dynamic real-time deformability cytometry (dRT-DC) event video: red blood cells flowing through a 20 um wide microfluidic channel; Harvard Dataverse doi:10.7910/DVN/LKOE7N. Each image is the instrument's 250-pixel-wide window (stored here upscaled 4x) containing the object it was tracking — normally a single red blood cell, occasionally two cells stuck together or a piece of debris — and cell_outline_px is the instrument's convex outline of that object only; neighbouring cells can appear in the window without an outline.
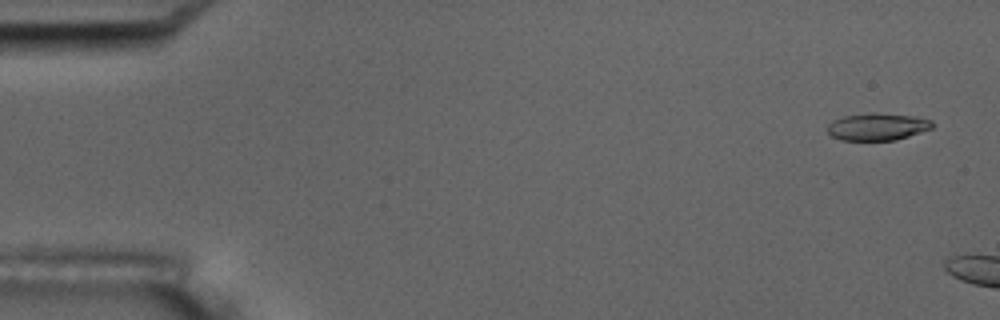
{"species": "common noctule bat (a hibernating species)", "species_latin": "Nyctalus noctula", "temperature_condition": "room temperature", "stored_images_in_passage": 2, "camera_frame_rate_fps": 3000, "um_per_image_px": 0.085, "animal": {"sex": "male", "body_mass_g": 17.5, "forearm_length_mm": 52.3}, "frame": {"image": 1, "passage_image": 1, "time_ms": 0.0, "image_size_px": [1000, 320], "cell_outline_px": [[932, 128], [896, 140], [840, 140], [832, 136], [828, 132], [828, 124], [832, 120], [844, 116], [872, 112], [916, 116], [932, 120]], "centroid_in_image_um": [74.57, 10.76], "position_along_channel_um": 10.4, "area_um2": 16.65}}